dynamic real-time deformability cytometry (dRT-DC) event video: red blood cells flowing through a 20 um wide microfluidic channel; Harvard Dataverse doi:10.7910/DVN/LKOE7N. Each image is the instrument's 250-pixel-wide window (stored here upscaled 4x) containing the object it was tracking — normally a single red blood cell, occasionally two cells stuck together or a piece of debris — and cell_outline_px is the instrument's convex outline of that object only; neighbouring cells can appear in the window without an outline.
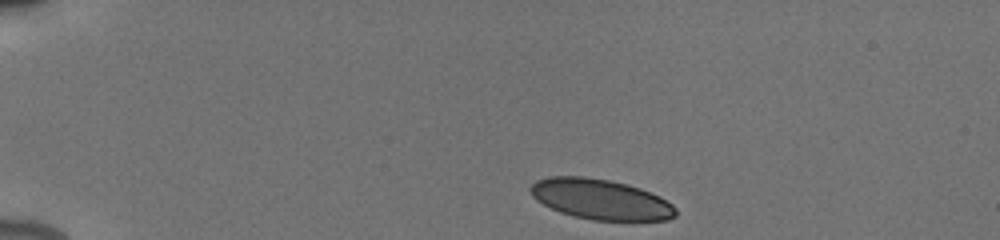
{"species": "human", "species_latin": "Homo sapiens", "temperature_condition": "cold", "stored_images_in_passage": 12, "camera_frame_rate_fps": 3000, "um_per_image_px": 0.085, "donor": {"sex": "male"}, "frame": {"image": 1, "passage_image": 1, "time_ms": 0.0, "image_size_px": [1000, 240], "cell_outline_px": [[676, 216], [668, 220], [592, 220], [572, 216], [560, 212], [536, 200], [532, 196], [528, 188], [536, 180], [548, 176], [584, 176], [608, 180], [628, 184], [640, 188], [660, 196], [672, 204], [676, 208]], "centroid_in_image_um": [51.04, 16.93], "position_along_channel_um": 34.0, "area_um2": 34.28}}
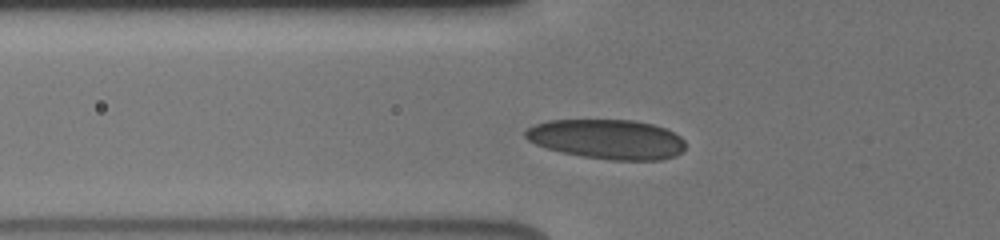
{"frame": {"image": 2, "passage_image": 7, "time_ms": 3.0, "image_size_px": [1000, 240], "cell_outline_px": [[684, 148], [676, 156], [660, 160], [612, 160], [584, 156], [560, 152], [536, 144], [528, 140], [524, 136], [524, 132], [528, 128], [536, 124], [548, 120], [636, 120], [652, 124], [664, 128], [680, 136], [684, 140]], "centroid_in_image_um": [51.61, 11.83], "position_along_channel_um": 74.2, "area_um2": 36.88}}
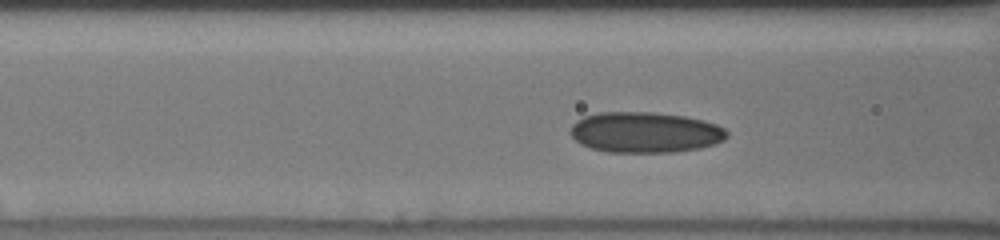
{"frame": {"image": 3, "passage_image": 10, "time_ms": 4.0, "image_size_px": [1000, 240], "cell_outline_px": [[728, 136], [724, 140], [716, 144], [700, 148], [672, 152], [608, 152], [592, 148], [580, 144], [568, 132], [572, 124], [576, 120], [584, 116], [600, 112], [652, 112], [684, 116], [704, 120], [716, 124], [724, 128], [728, 132]], "centroid_in_image_um": [54.83, 11.24], "position_along_channel_um": 111.8, "area_um2": 37.34}}